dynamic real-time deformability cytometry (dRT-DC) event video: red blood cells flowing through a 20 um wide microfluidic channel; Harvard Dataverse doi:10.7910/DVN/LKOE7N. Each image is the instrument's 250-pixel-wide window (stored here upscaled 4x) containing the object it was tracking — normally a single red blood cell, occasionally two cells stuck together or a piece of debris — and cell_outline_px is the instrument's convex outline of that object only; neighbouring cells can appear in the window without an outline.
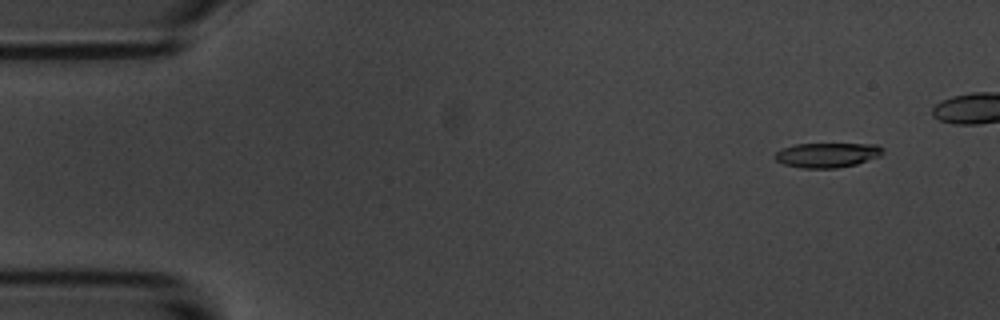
{"species": "common noctule bat (a hibernating species)", "species_latin": "Nyctalus noctula", "temperature_condition": "room temperature", "stored_images_in_passage": 50, "camera_frame_rate_fps": 3000, "um_per_image_px": 0.085, "animal": {"sex": "male", "body_mass_g": 20.1, "forearm_length_mm": 53.5}, "frame": {"image": 1, "passage_image": 5, "time_ms": 1.333, "image_size_px": [1000, 320], "cell_outline_px": [[884, 152], [880, 156], [856, 164], [836, 168], [800, 168], [784, 164], [776, 160], [772, 156], [776, 152], [784, 148], [796, 144], [876, 144], [884, 148]], "centroid_in_image_um": [70.32, 13.18], "position_along_channel_um": 14.7, "area_um2": 15.55}}
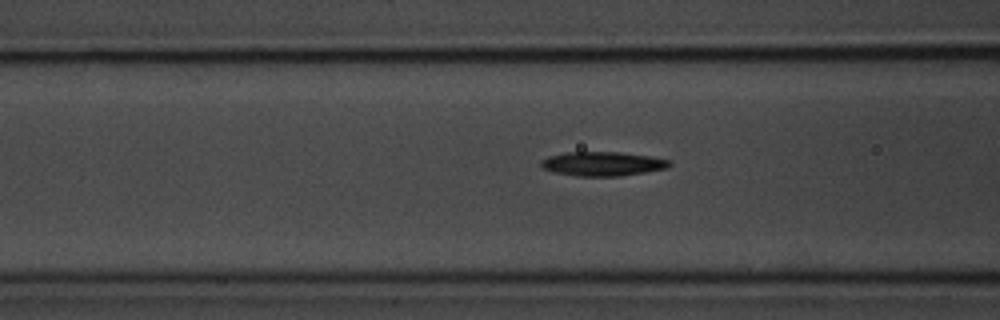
{"frame": {"image": 2, "passage_image": 22, "time_ms": 7.0, "image_size_px": [1000, 320], "cell_outline_px": [[672, 164], [668, 168], [620, 176], [576, 176], [552, 172], [544, 168], [540, 164], [540, 160], [548, 156], [564, 152], [620, 152], [648, 156], [672, 160]], "centroid_in_image_um": [51.21, 13.92], "position_along_channel_um": 115.4, "area_um2": 18.21}}
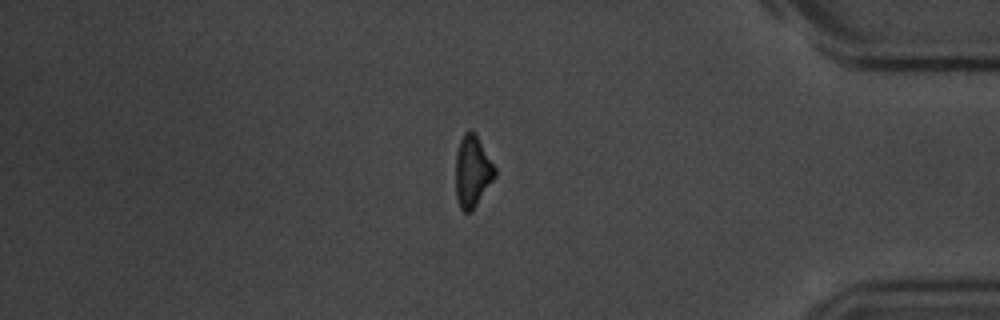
{"frame": {"image": 3, "passage_image": 48, "time_ms": 15.667, "image_size_px": [1000, 320], "cell_outline_px": [[496, 176], [472, 212], [464, 212], [460, 208], [456, 196], [456, 152], [460, 140], [464, 132], [468, 128], [472, 128], [476, 132], [496, 168]], "centroid_in_image_um": [40.16, 14.52], "position_along_channel_um": 395.0, "area_um2": 16.76}, "authors_computed_cell_mechanics": {"area_um2": 17.2822, "velocity_mm_per_s": 3.5683, "shape_relaxation_time_tau1_ms": 2.4013, "shape_relaxation_time_tau2_ms": null, "deformation_change_tau1": 0.1337, "deformation_change_tau2": null}}